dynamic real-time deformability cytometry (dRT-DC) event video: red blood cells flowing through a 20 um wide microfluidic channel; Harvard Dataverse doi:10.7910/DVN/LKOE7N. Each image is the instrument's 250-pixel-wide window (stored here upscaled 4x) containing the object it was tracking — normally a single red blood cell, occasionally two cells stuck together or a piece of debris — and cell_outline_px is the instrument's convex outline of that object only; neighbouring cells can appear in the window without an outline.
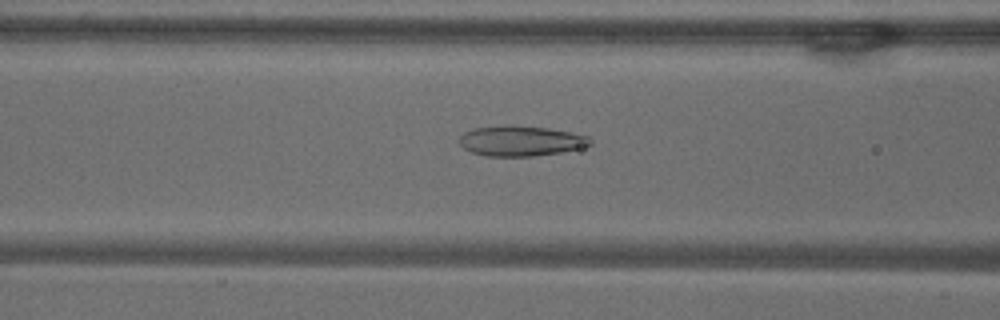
{"species": "common noctule bat (a hibernating species)", "species_latin": "Nyctalus noctula", "temperature_condition": "warm", "stored_images_in_passage": 40, "camera_frame_rate_fps": 3000, "um_per_image_px": 0.085, "animal": {"sex": "male", "body_mass_g": 18.8}, "frame": {"image": 1, "passage_image": 7, "time_ms": 2.0, "image_size_px": [1000, 320], "cell_outline_px": [[592, 144], [580, 148], [560, 152], [532, 156], [484, 156], [472, 152], [464, 148], [460, 144], [460, 136], [464, 132], [472, 128], [504, 124], [548, 128], [572, 132], [588, 136], [592, 140]], "centroid_in_image_um": [44.25, 11.96], "position_along_channel_um": 122.3, "area_um2": 23.24}}
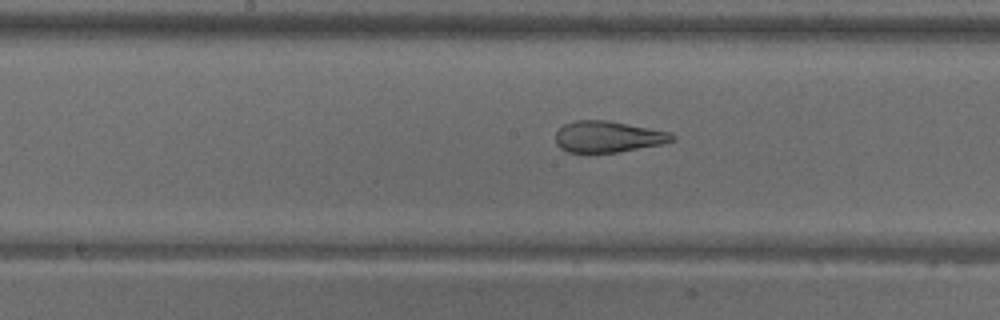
{"frame": {"image": 2, "passage_image": 13, "time_ms": 4.0, "image_size_px": [1000, 320], "cell_outline_px": [[676, 140], [660, 144], [616, 152], [588, 156], [568, 152], [560, 148], [556, 144], [556, 132], [564, 124], [576, 120], [608, 120], [672, 132], [676, 136]], "centroid_in_image_um": [51.64, 11.65], "position_along_channel_um": 196.6, "area_um2": 21.91}}
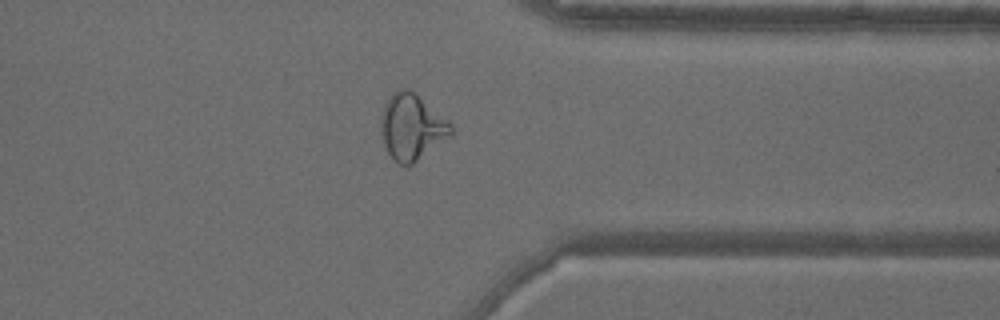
{"frame": {"image": 3, "passage_image": 28, "time_ms": 9.0, "image_size_px": [1000, 320], "cell_outline_px": [[452, 132], [408, 168], [392, 160], [384, 144], [380, 132], [380, 120], [384, 104], [392, 92], [396, 88], [408, 88], [416, 92], [448, 120], [452, 124]], "centroid_in_image_um": [34.94, 10.76], "position_along_channel_um": 376.5, "area_um2": 27.05}, "authors_computed_cell_mechanics": {"area_um2": 23.3223, "velocity_mm_per_s": 3.7002, "shape_relaxation_time_tau1_ms": null, "shape_relaxation_time_tau2_ms": 1.4321, "deformation_change_tau1": null, "deformation_change_tau2": 0.1026}}